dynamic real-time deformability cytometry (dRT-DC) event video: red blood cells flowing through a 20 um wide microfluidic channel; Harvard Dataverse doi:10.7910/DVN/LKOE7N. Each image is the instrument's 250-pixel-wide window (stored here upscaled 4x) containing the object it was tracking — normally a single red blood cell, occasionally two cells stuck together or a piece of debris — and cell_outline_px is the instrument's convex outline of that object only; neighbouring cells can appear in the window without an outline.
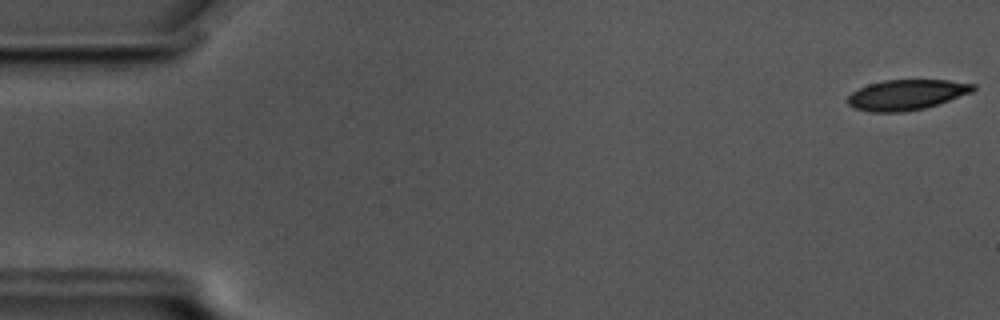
{"species": "common noctule bat (a hibernating species)", "species_latin": "Nyctalus noctula", "temperature_condition": "cold", "stored_images_in_passage": 57, "camera_frame_rate_fps": 3000, "um_per_image_px": 0.085, "animal": {"sex": "male", "body_mass_g": 17.5, "forearm_length_mm": 52.3}, "frame": {"image": 1, "passage_image": 1, "time_ms": 0.0, "image_size_px": [1000, 320], "cell_outline_px": [[976, 88], [972, 92], [924, 108], [904, 112], [872, 112], [852, 108], [848, 104], [848, 96], [852, 92], [868, 84], [884, 80], [948, 80], [976, 84]], "centroid_in_image_um": [77.04, 8.05], "position_along_channel_um": 8.0, "area_um2": 22.08}}
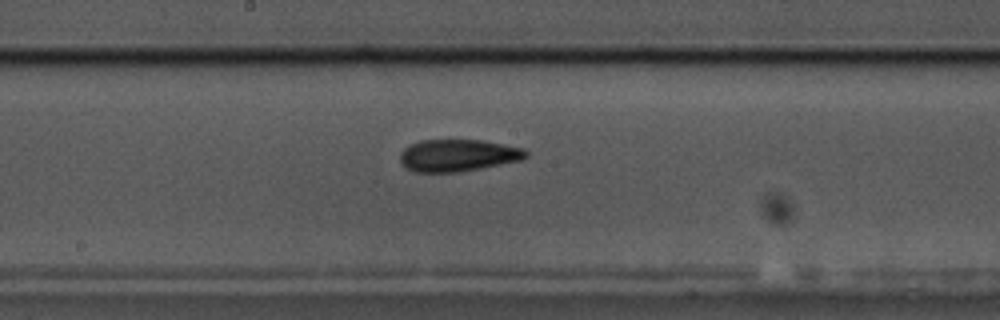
{"frame": {"image": 2, "passage_image": 30, "time_ms": 9.667, "image_size_px": [1000, 320], "cell_outline_px": [[528, 156], [524, 160], [460, 172], [416, 172], [404, 168], [400, 164], [400, 152], [404, 148], [420, 140], [480, 140], [504, 144], [524, 148], [528, 152]], "centroid_in_image_um": [38.93, 13.21], "position_along_channel_um": 209.3, "area_um2": 23.81}}
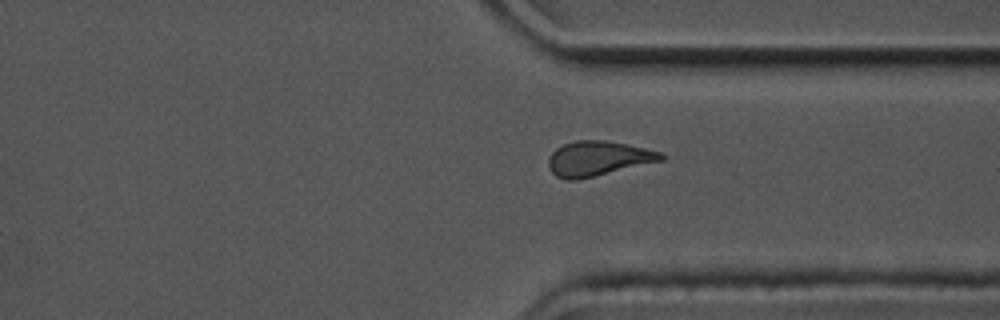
{"frame": {"image": 3, "passage_image": 43, "time_ms": 14.0, "image_size_px": [1000, 320], "cell_outline_px": [[668, 156], [664, 160], [576, 180], [568, 180], [556, 176], [552, 172], [548, 164], [548, 160], [552, 152], [556, 148], [564, 144], [576, 140], [604, 140], [644, 148], [660, 152]], "centroid_in_image_um": [50.83, 13.47], "position_along_channel_um": 360.6, "area_um2": 22.6}, "authors_computed_cell_mechanics": {"area_um2": 23.2934, "velocity_mm_per_s": 3.488, "shape_relaxation_time_tau1_ms": 5.8929, "shape_relaxation_time_tau2_ms": 3.7829, "deformation_change_tau1": 0.1389, "deformation_change_tau2": 0.1023}}